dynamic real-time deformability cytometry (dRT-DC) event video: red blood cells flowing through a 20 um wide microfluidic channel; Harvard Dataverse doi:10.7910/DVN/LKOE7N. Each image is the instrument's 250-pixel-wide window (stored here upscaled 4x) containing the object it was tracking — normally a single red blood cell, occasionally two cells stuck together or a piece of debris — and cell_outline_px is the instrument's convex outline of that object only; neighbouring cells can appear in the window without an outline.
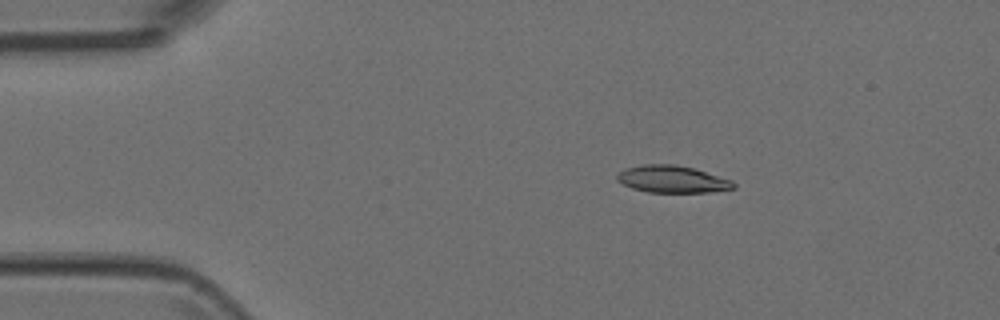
{"species": "Egyptian fruit bat (a non-hibernating species)", "species_latin": "Rousettus aegyptiacus", "temperature_condition": "room temperature", "stored_images_in_passage": 8, "camera_frame_rate_fps": 3000, "um_per_image_px": 0.085, "animal": {"sex": "female"}, "frame": {"image": 1, "passage_image": 3, "time_ms": 0.667, "image_size_px": [1000, 320], "cell_outline_px": [[736, 188], [708, 192], [648, 192], [632, 188], [616, 180], [616, 176], [624, 168], [644, 164], [672, 164], [692, 168], [732, 180], [736, 184]], "centroid_in_image_um": [57.13, 15.23], "position_along_channel_um": 27.9, "area_um2": 18.26}}
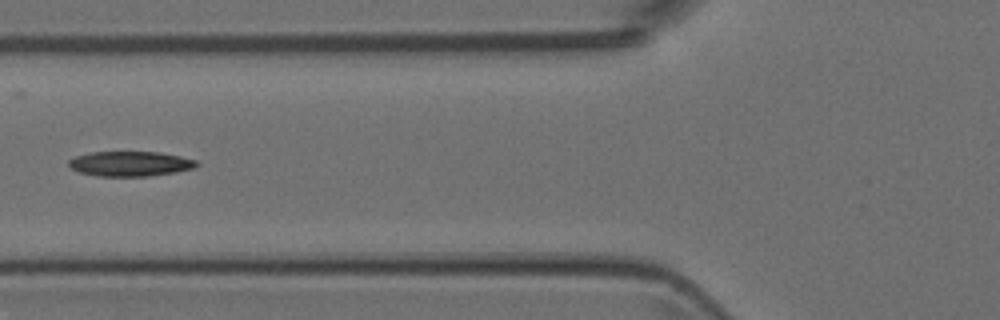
{"frame": {"image": 2, "passage_image": 6, "time_ms": 1.667, "image_size_px": [1000, 320], "cell_outline_px": [[200, 164], [196, 168], [176, 172], [148, 176], [96, 176], [80, 172], [72, 168], [68, 164], [68, 160], [76, 156], [92, 152], [160, 152], [180, 156], [196, 160]], "centroid_in_image_um": [11.11, 13.92], "position_along_channel_um": 114.7, "area_um2": 18.61}}
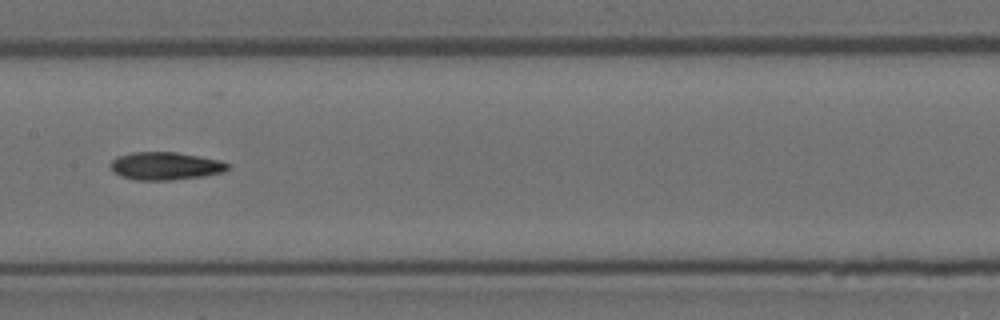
{"frame": {"image": 3, "passage_image": 8, "time_ms": 2.333, "image_size_px": [1000, 320], "cell_outline_px": [[228, 168], [224, 172], [204, 176], [172, 180], [136, 180], [120, 176], [112, 172], [112, 160], [116, 156], [132, 152], [176, 152], [220, 160], [228, 164]], "centroid_in_image_um": [14.04, 14.11], "position_along_channel_um": 193.4, "area_um2": 19.02}}